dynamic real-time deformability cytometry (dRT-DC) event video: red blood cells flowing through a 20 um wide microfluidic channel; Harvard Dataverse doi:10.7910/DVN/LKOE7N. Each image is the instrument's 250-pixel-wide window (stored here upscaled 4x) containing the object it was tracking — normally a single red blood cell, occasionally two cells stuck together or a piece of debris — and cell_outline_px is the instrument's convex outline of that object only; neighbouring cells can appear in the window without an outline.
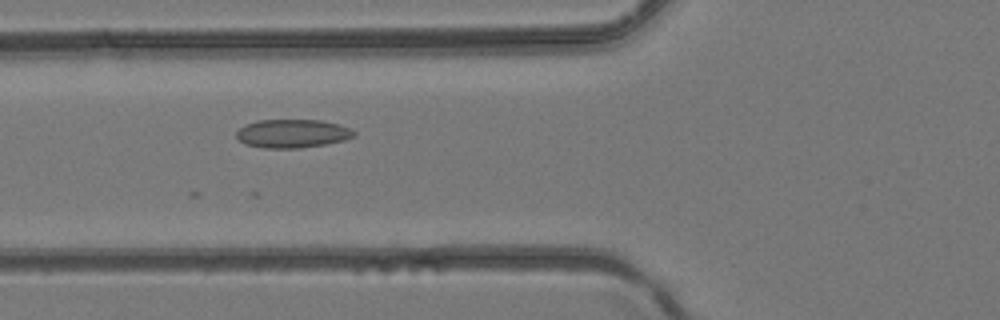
{"species": "common noctule bat (a hibernating species)", "species_latin": "Nyctalus noctula", "temperature_condition": "room temperature", "stored_images_in_passage": 10, "camera_frame_rate_fps": 3000, "um_per_image_px": 0.085, "animal": {"sex": "female", "body_mass_g": 24.6, "forearm_length_mm": 56.2}, "frame": {"image": 1, "passage_image": 7, "time_ms": 2.0, "image_size_px": [1000, 320], "cell_outline_px": [[356, 136], [344, 140], [324, 144], [300, 148], [264, 148], [244, 144], [236, 136], [236, 132], [244, 124], [256, 120], [320, 120], [336, 124], [348, 128], [356, 132]], "centroid_in_image_um": [24.82, 11.35], "position_along_channel_um": 101.0, "area_um2": 19.48}}
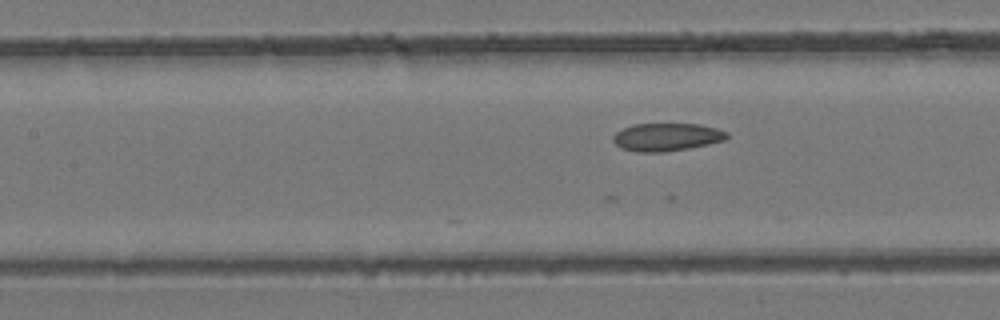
{"frame": {"image": 2, "passage_image": 10, "time_ms": 3.0, "image_size_px": [1000, 320], "cell_outline_px": [[728, 136], [724, 140], [708, 144], [688, 148], [664, 152], [636, 152], [620, 148], [612, 140], [612, 136], [616, 132], [632, 124], [700, 124], [716, 128], [728, 132]], "centroid_in_image_um": [56.64, 11.65], "position_along_channel_um": 150.8, "area_um2": 18.5}}